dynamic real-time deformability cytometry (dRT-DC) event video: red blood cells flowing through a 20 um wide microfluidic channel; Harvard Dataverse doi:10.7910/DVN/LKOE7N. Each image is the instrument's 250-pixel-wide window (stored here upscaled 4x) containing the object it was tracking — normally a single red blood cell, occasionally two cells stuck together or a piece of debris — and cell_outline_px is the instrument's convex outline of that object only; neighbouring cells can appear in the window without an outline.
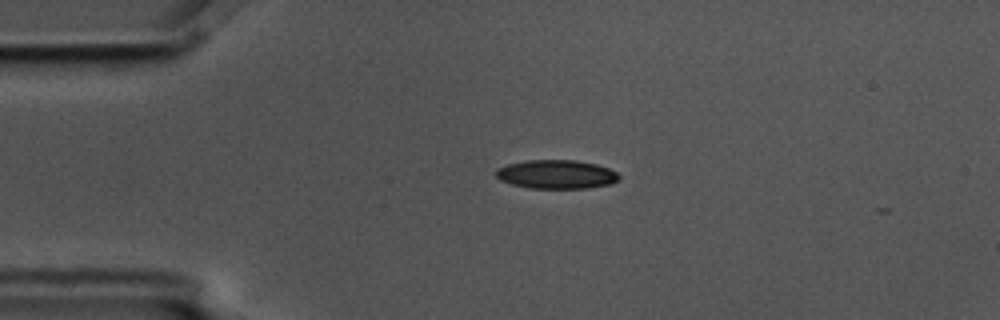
{"species": "common noctule bat (a hibernating species)", "species_latin": "Nyctalus noctula", "temperature_condition": "cold", "stored_images_in_passage": 3, "camera_frame_rate_fps": 3000, "um_per_image_px": 0.085, "animal": {"sex": "male", "body_mass_g": 17.5, "forearm_length_mm": 52.3}, "frame": {"image": 1, "passage_image": 2, "time_ms": 0.333, "image_size_px": [1000, 320], "cell_outline_px": [[620, 180], [612, 184], [588, 188], [532, 188], [512, 184], [500, 180], [496, 176], [496, 168], [508, 164], [528, 160], [576, 160], [596, 164], [608, 168], [616, 172], [620, 176]], "centroid_in_image_um": [47.32, 14.82], "position_along_channel_um": 37.7, "area_um2": 20.69}}